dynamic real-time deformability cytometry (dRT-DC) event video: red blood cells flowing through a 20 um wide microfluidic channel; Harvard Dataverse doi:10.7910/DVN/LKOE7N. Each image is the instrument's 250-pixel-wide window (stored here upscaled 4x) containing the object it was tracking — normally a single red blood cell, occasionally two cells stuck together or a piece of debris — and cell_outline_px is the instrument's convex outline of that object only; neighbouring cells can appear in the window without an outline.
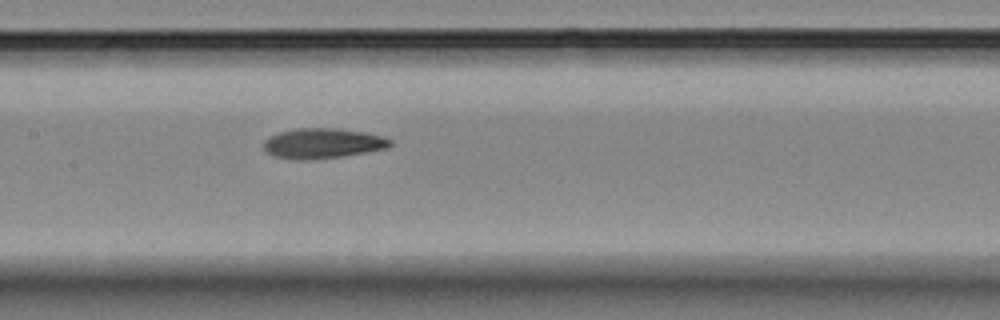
{"species": "Egyptian fruit bat (a non-hibernating species)", "species_latin": "Rousettus aegyptiacus", "temperature_condition": "room temperature", "stored_images_in_passage": 8, "camera_frame_rate_fps": 3000, "um_per_image_px": 0.085, "animal": {"sex": "female"}, "frame": {"image": 1, "passage_image": 8, "time_ms": 9.0, "image_size_px": [1000, 320], "cell_outline_px": [[392, 144], [388, 148], [368, 152], [340, 156], [304, 160], [296, 160], [276, 156], [268, 152], [264, 148], [264, 140], [268, 136], [280, 132], [296, 128], [336, 128], [364, 132], [380, 136], [392, 140]], "centroid_in_image_um": [27.43, 12.17], "position_along_channel_um": 180.0, "area_um2": 22.08}}